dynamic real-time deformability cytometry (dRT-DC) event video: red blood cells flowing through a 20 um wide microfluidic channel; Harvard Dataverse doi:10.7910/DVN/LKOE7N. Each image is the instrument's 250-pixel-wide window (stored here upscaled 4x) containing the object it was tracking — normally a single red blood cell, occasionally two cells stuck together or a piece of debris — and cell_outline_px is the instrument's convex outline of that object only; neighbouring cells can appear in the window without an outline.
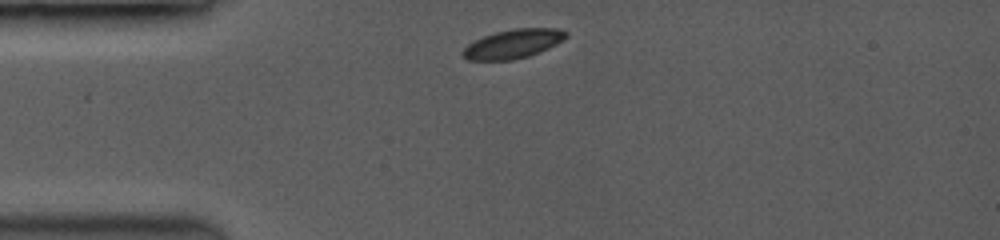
{"species": "common noctule bat (a hibernating species)", "species_latin": "Nyctalus noctula", "temperature_condition": "room temperature", "stored_images_in_passage": 2, "camera_frame_rate_fps": 3500, "um_per_image_px": 0.085, "animal": {"sex": "female", "body_mass_g": 19.0, "forearm_length_mm": 53.3}, "frame": {"image": 1, "passage_image": 1, "time_ms": 0.0, "image_size_px": [1000, 240], "cell_outline_px": [[568, 36], [556, 44], [548, 48], [528, 56], [512, 60], [468, 60], [460, 52], [468, 44], [484, 36], [496, 32], [516, 28], [556, 28], [568, 32]], "centroid_in_image_um": [43.62, 3.72], "position_along_channel_um": 41.4, "area_um2": 17.28}}